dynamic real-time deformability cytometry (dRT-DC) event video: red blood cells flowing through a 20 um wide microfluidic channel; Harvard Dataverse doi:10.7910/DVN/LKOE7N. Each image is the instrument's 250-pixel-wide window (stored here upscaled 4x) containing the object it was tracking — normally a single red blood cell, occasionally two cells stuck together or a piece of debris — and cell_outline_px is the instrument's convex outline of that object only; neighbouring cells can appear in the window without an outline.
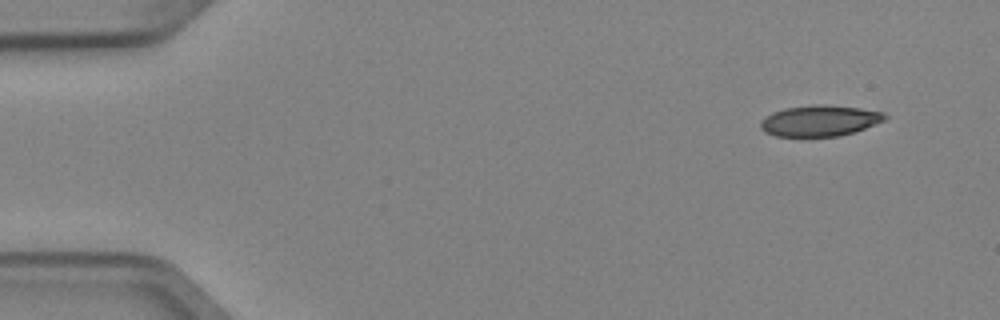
{"species": "Egyptian fruit bat (a non-hibernating species)", "species_latin": "Rousettus aegyptiacus", "temperature_condition": "cold", "stored_images_in_passage": 4, "camera_frame_rate_fps": 3000, "um_per_image_px": 0.085, "animal": {"sex": "female"}, "frame": {"image": 1, "passage_image": 1, "time_ms": 0.0, "image_size_px": [1000, 320], "cell_outline_px": [[888, 120], [840, 136], [776, 136], [764, 132], [760, 128], [760, 120], [764, 116], [772, 112], [784, 108], [816, 104], [824, 104], [860, 108], [884, 112], [888, 116]], "centroid_in_image_um": [69.67, 10.25], "position_along_channel_um": 15.3, "area_um2": 22.66}}